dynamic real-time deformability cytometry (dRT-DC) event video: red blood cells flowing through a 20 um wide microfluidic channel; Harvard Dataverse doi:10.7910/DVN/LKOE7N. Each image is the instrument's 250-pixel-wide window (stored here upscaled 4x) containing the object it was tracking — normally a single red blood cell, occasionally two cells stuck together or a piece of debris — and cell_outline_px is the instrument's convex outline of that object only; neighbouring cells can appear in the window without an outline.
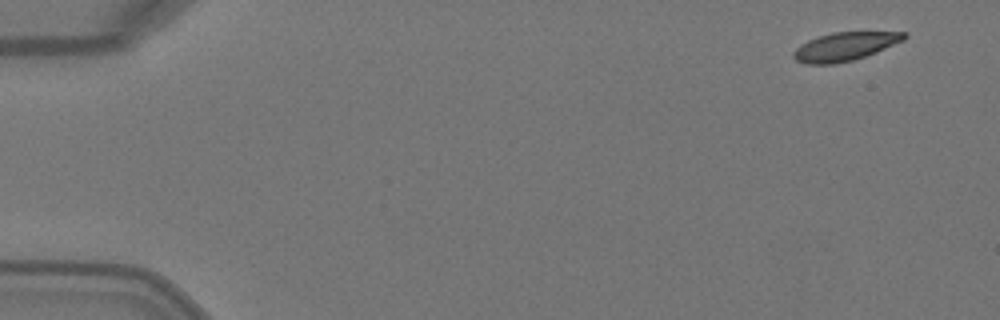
{"species": "Egyptian fruit bat (a non-hibernating species)", "species_latin": "Rousettus aegyptiacus", "temperature_condition": "warm", "stored_images_in_passage": 4, "camera_frame_rate_fps": 3000, "um_per_image_px": 0.085, "animal": {"sex": "female"}, "frame": {"image": 1, "passage_image": 1, "time_ms": 0.0, "image_size_px": [1000, 320], "cell_outline_px": [[908, 36], [904, 40], [876, 52], [852, 60], [832, 64], [804, 64], [796, 60], [792, 56], [792, 52], [800, 44], [808, 40], [832, 32], [908, 32]], "centroid_in_image_um": [71.79, 3.95], "position_along_channel_um": 13.2, "area_um2": 18.26}}
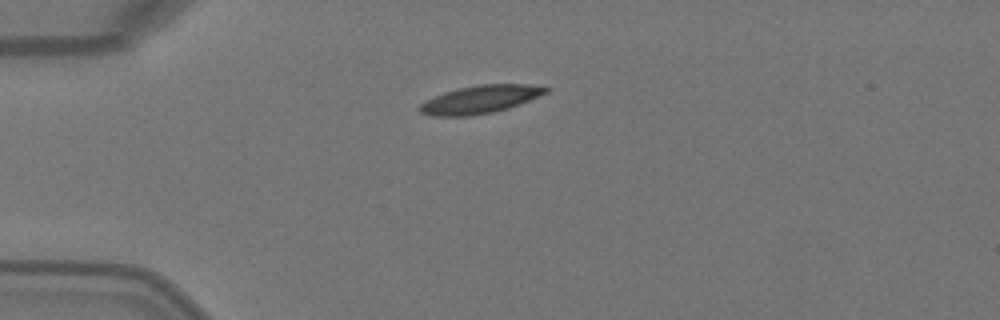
{"frame": {"image": 2, "passage_image": 4, "time_ms": 1.0, "image_size_px": [1000, 320], "cell_outline_px": [[552, 88], [548, 92], [520, 104], [508, 108], [492, 112], [468, 116], [432, 116], [420, 112], [420, 104], [444, 92], [456, 88], [476, 84], [528, 84]], "centroid_in_image_um": [40.85, 8.43], "position_along_channel_um": 44.2, "area_um2": 20.46}}